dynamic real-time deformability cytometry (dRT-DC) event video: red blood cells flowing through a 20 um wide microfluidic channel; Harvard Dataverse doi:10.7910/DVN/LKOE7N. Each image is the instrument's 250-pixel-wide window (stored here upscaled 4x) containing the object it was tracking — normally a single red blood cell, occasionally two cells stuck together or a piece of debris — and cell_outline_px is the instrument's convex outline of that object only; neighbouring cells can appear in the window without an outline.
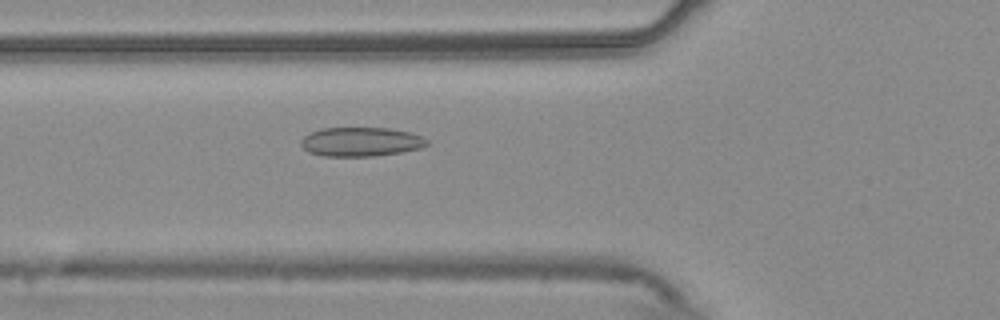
{"species": "common noctule bat (a hibernating species)", "species_latin": "Nyctalus noctula", "temperature_condition": "warm", "stored_images_in_passage": 54, "camera_frame_rate_fps": 3000, "um_per_image_px": 0.085, "animal": {"sex": "male", "body_mass_g": 20.4}, "frame": {"image": 1, "passage_image": 20, "time_ms": 6.333, "image_size_px": [1000, 320], "cell_outline_px": [[428, 144], [420, 148], [400, 152], [376, 156], [324, 156], [308, 152], [300, 144], [300, 140], [308, 132], [320, 128], [388, 128], [408, 132], [420, 136], [428, 140]], "centroid_in_image_um": [30.62, 12.05], "position_along_channel_um": 95.2, "area_um2": 21.39}}
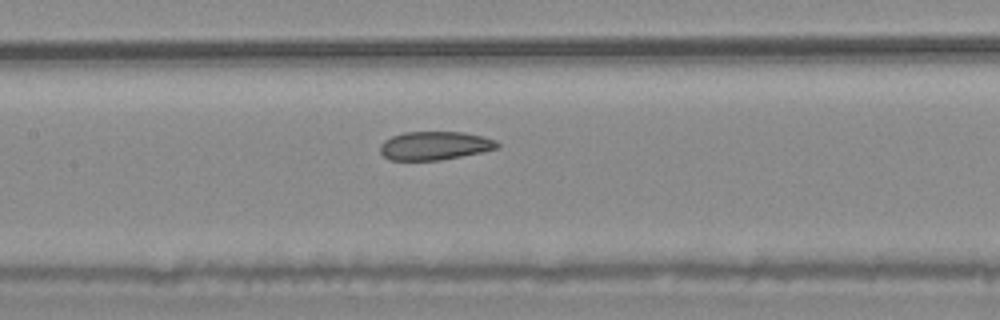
{"frame": {"image": 2, "passage_image": 26, "time_ms": 8.333, "image_size_px": [1000, 320], "cell_outline_px": [[500, 148], [440, 160], [388, 160], [380, 152], [380, 144], [384, 140], [392, 136], [404, 132], [464, 132], [484, 136], [496, 140], [500, 144]], "centroid_in_image_um": [36.96, 12.37], "position_along_channel_um": 170.4, "area_um2": 19.54}}
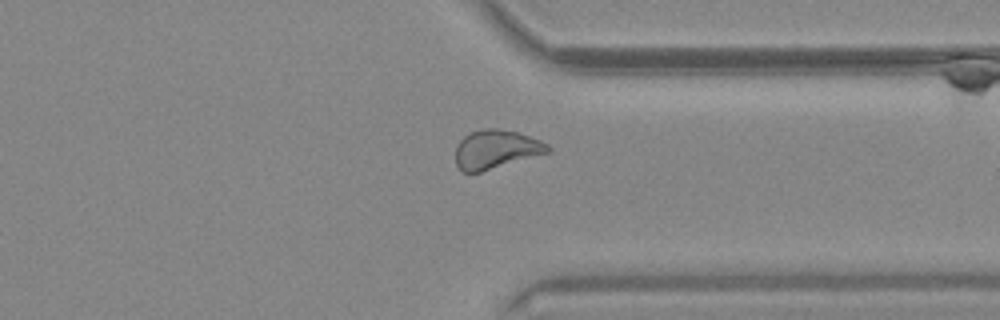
{"frame": {"image": 3, "passage_image": 42, "time_ms": 13.667, "image_size_px": [1000, 320], "cell_outline_px": [[552, 152], [480, 172], [464, 172], [456, 164], [456, 144], [468, 132], [484, 128], [500, 128], [516, 132], [540, 140], [548, 144], [552, 148]], "centroid_in_image_um": [42.18, 12.68], "position_along_channel_um": 369.2, "area_um2": 21.04}, "authors_computed_cell_mechanics": {"area_um2": 21.7328, "velocity_mm_per_s": 3.7393, "shape_relaxation_time_tau1_ms": null, "shape_relaxation_time_tau2_ms": 3.3229, "deformation_change_tau1": null, "deformation_change_tau2": 0.0741}}